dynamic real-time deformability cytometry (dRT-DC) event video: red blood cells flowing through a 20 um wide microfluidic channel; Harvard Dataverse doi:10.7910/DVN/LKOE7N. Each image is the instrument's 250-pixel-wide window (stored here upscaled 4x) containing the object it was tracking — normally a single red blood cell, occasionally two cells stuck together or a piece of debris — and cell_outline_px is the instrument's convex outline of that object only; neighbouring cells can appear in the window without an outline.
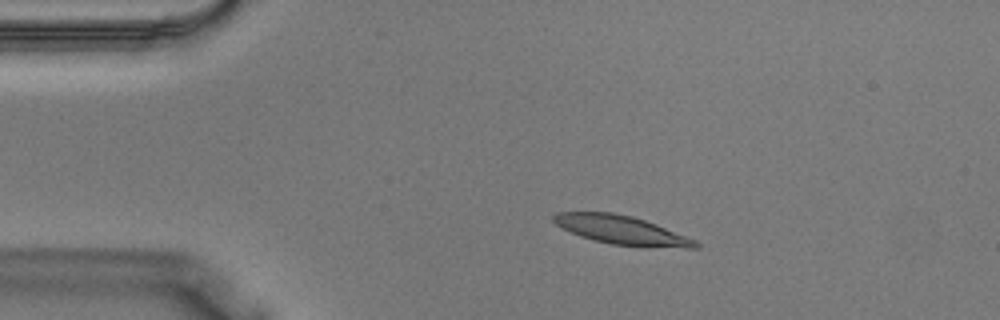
{"species": "Egyptian fruit bat (a non-hibernating species)", "species_latin": "Rousettus aegyptiacus", "temperature_condition": "warm", "stored_images_in_passage": 38, "camera_frame_rate_fps": 3000, "um_per_image_px": 0.085, "animal": {"sex": "male"}, "frame": {"image": 1, "passage_image": 7, "time_ms": 2.0, "image_size_px": [1000, 320], "cell_outline_px": [[700, 248], [640, 248], [612, 244], [592, 240], [580, 236], [556, 224], [552, 220], [552, 216], [556, 212], [612, 212], [632, 216], [656, 224], [696, 240], [700, 244]], "centroid_in_image_um": [52.88, 19.58], "position_along_channel_um": 32.1, "area_um2": 24.1}}
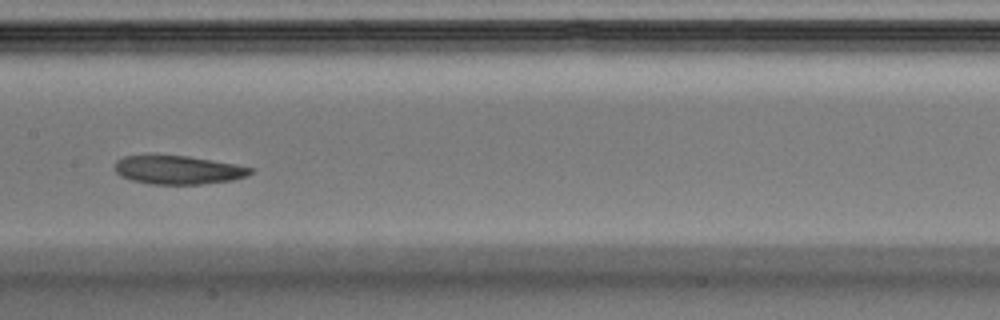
{"frame": {"image": 2, "passage_image": 19, "time_ms": 6.0, "image_size_px": [1000, 320], "cell_outline_px": [[252, 172], [248, 176], [232, 180], [200, 184], [152, 184], [132, 180], [120, 176], [116, 172], [116, 160], [124, 156], [188, 156], [212, 160], [252, 168]], "centroid_in_image_um": [15.14, 14.45], "position_along_channel_um": 192.3, "area_um2": 22.2}}
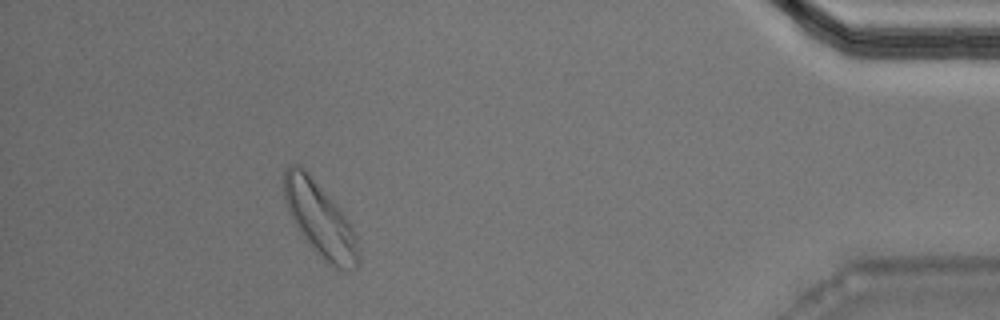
{"frame": {"image": 3, "passage_image": 35, "time_ms": 11.333, "image_size_px": [1000, 320], "cell_outline_px": [[360, 260], [356, 268], [332, 268], [304, 240], [296, 228], [288, 212], [284, 200], [284, 172], [288, 164], [296, 164], [308, 172], [336, 204], [348, 220], [356, 236], [360, 252]], "centroid_in_image_um": [27.18, 18.66], "position_along_channel_um": 408.0, "area_um2": 32.14}}